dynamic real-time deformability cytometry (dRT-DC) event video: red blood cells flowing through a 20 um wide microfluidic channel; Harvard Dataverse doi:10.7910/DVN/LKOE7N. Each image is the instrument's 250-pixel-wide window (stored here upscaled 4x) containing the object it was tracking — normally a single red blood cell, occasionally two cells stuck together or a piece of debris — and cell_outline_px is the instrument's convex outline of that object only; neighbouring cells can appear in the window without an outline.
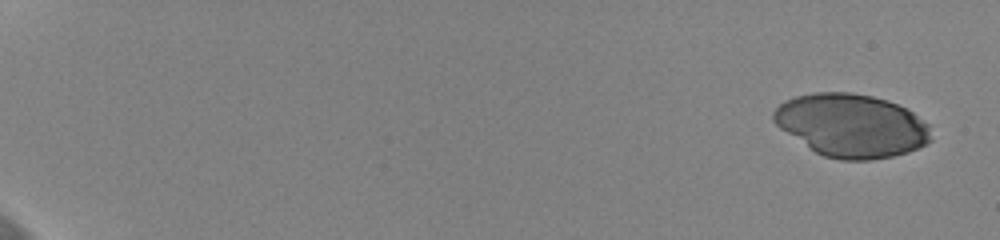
{"species": "human", "species_latin": "Homo sapiens", "temperature_condition": "cold", "stored_images_in_passage": 15, "camera_frame_rate_fps": 3000, "um_per_image_px": 0.085, "donor": {"sex": "female"}, "frame": {"image": 1, "passage_image": 1, "time_ms": 0.0, "image_size_px": [1000, 240], "cell_outline_px": [[932, 140], [908, 152], [892, 156], [872, 160], [840, 160], [824, 156], [816, 152], [780, 128], [772, 120], [772, 112], [784, 100], [796, 96], [816, 92], [852, 92], [872, 96], [888, 100], [912, 112], [928, 124]], "centroid_in_image_um": [72.36, 10.66], "position_along_channel_um": 12.6, "area_um2": 57.74}}